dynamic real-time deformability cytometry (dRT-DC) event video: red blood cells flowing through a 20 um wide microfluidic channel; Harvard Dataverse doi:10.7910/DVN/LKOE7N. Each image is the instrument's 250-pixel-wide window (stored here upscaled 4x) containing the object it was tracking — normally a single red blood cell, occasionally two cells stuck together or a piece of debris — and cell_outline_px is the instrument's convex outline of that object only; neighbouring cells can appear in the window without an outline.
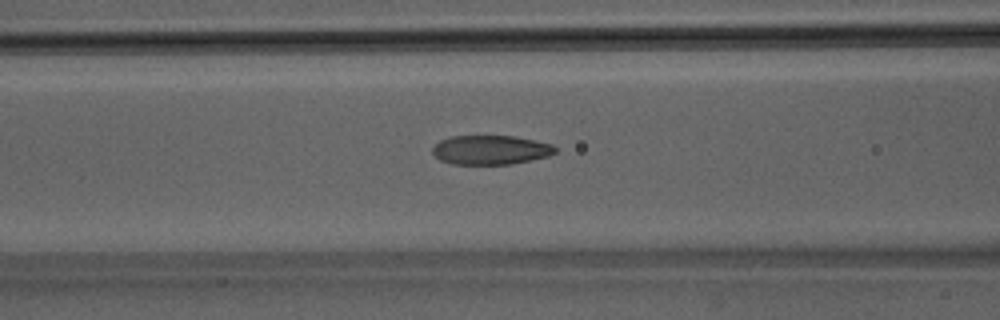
{"species": "Egyptian fruit bat (a non-hibernating species)", "species_latin": "Rousettus aegyptiacus", "temperature_condition": "room temperature", "stored_images_in_passage": 50, "camera_frame_rate_fps": 3000, "um_per_image_px": 0.085, "animal": {"sex": "male"}, "frame": {"image": 1, "passage_image": 21, "time_ms": 6.667, "image_size_px": [1000, 320], "cell_outline_px": [[556, 152], [548, 156], [532, 160], [512, 164], [452, 164], [440, 160], [432, 152], [432, 148], [440, 140], [452, 136], [512, 136], [552, 144], [556, 148]], "centroid_in_image_um": [41.69, 12.75], "position_along_channel_um": 124.9, "area_um2": 20.81}}
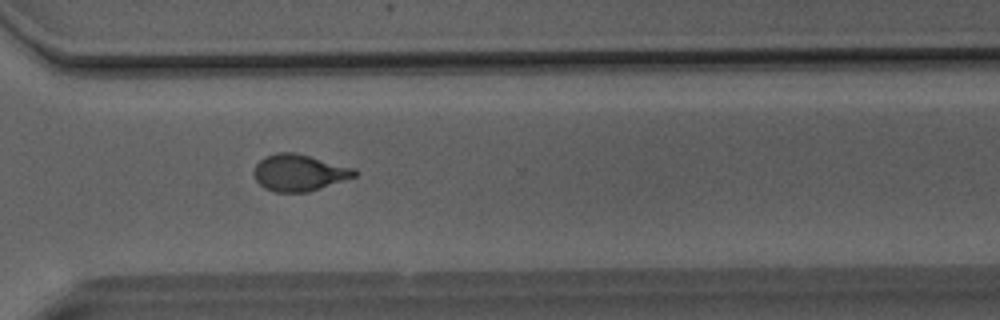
{"frame": {"image": 2, "passage_image": 37, "time_ms": 12.0, "image_size_px": [1000, 320], "cell_outline_px": [[356, 176], [308, 192], [276, 192], [264, 188], [256, 180], [252, 172], [256, 164], [260, 160], [276, 152], [296, 152], [356, 168]], "centroid_in_image_um": [25.42, 14.67], "position_along_channel_um": 345.2, "area_um2": 21.5}}
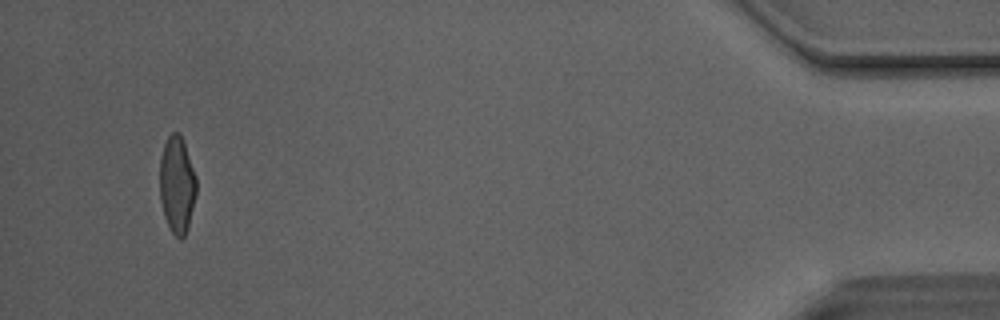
{"frame": {"image": 3, "passage_image": 48, "time_ms": 15.667, "image_size_px": [1000, 320], "cell_outline_px": [[196, 192], [188, 228], [184, 236], [180, 240], [172, 232], [164, 216], [160, 200], [160, 156], [164, 144], [168, 136], [172, 132], [176, 132], [180, 136], [184, 144], [196, 176]], "centroid_in_image_um": [15.03, 15.72], "position_along_channel_um": 420.2, "area_um2": 20.46}, "authors_computed_cell_mechanics": {"area_um2": 21.6172, "velocity_mm_per_s": 4.1371, "shape_relaxation_time_tau1_ms": 5.0735, "shape_relaxation_time_tau2_ms": 1.089, "deformation_change_tau1": 0.1928, "deformation_change_tau2": 0.0831}}